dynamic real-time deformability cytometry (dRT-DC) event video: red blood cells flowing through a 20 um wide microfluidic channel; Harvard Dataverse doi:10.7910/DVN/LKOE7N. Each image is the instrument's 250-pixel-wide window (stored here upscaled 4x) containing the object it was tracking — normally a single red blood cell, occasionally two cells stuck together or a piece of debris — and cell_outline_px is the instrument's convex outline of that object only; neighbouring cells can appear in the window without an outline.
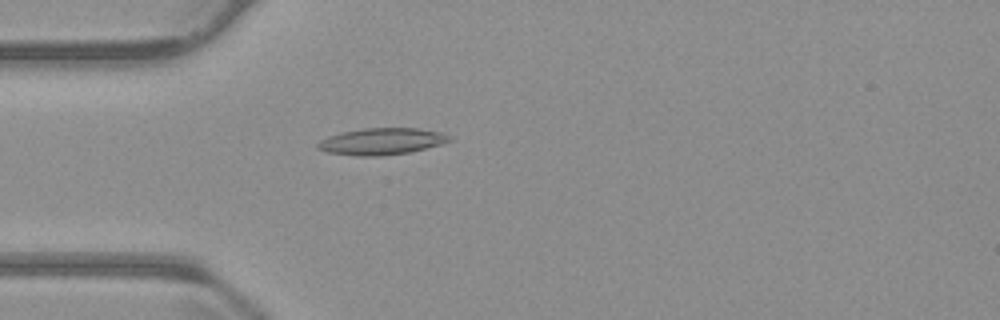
{"species": "common noctule bat (a hibernating species)", "species_latin": "Nyctalus noctula", "temperature_condition": "warm", "stored_images_in_passage": 54, "camera_frame_rate_fps": 3000, "um_per_image_px": 0.085, "animal": {"sex": "male", "body_mass_g": 23.1, "forearm_length_mm": 52.7}, "frame": {"image": 1, "passage_image": 15, "time_ms": 4.667, "image_size_px": [1000, 320], "cell_outline_px": [[452, 140], [440, 144], [408, 152], [380, 156], [356, 156], [328, 152], [316, 148], [316, 144], [320, 140], [328, 136], [340, 132], [364, 128], [416, 128], [440, 132], [448, 136]], "centroid_in_image_um": [32.37, 12.01], "position_along_channel_um": 52.6, "area_um2": 20.29}}
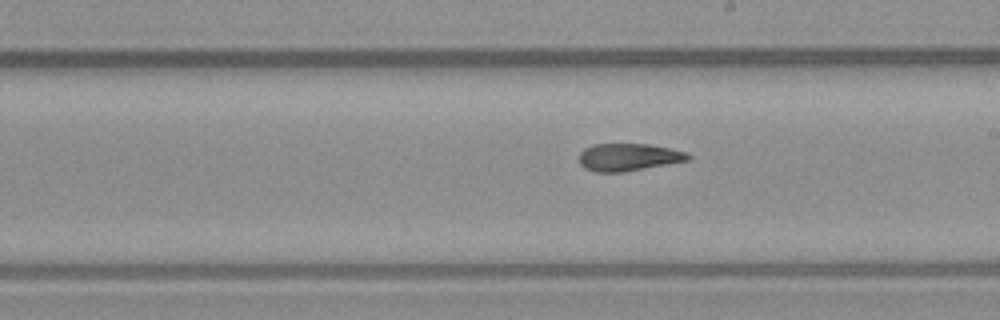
{"frame": {"image": 2, "passage_image": 30, "time_ms": 9.667, "image_size_px": [1000, 320], "cell_outline_px": [[692, 156], [688, 160], [624, 172], [596, 172], [584, 168], [580, 164], [580, 152], [584, 148], [592, 144], [648, 144], [688, 152]], "centroid_in_image_um": [53.4, 13.35], "position_along_channel_um": 235.6, "area_um2": 17.4}}
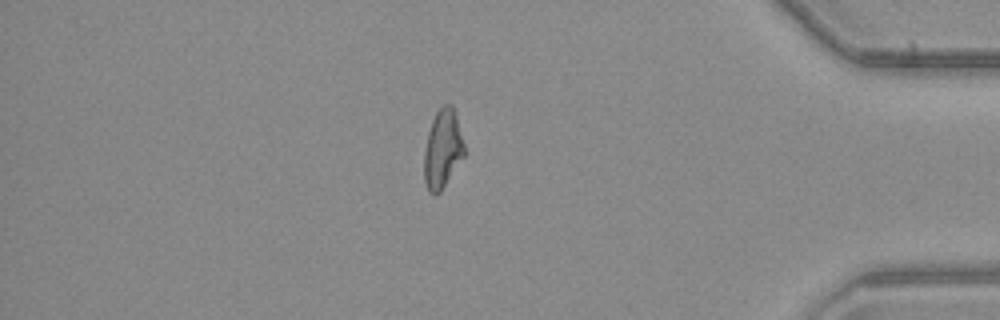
{"frame": {"image": 3, "passage_image": 46, "time_ms": 15.0, "image_size_px": [1000, 320], "cell_outline_px": [[464, 156], [440, 192], [436, 196], [428, 192], [424, 180], [424, 152], [428, 132], [432, 120], [436, 112], [444, 104], [452, 104], [456, 116], [464, 144]], "centroid_in_image_um": [37.61, 12.69], "position_along_channel_um": 397.6, "area_um2": 18.32}, "authors_computed_cell_mechanics": {"area_um2": 18.8428, "velocity_mm_per_s": 3.779, "shape_relaxation_time_tau1_ms": null, "shape_relaxation_time_tau2_ms": 4.4665, "deformation_change_tau1": null, "deformation_change_tau2": 0.1196}}